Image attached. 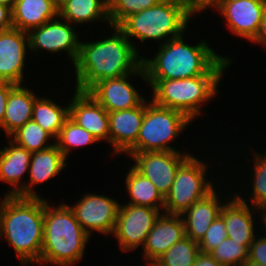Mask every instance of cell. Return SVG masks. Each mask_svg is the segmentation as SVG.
Masks as SVG:
<instances>
[{
	"mask_svg": "<svg viewBox=\"0 0 266 266\" xmlns=\"http://www.w3.org/2000/svg\"><path fill=\"white\" fill-rule=\"evenodd\" d=\"M114 35L101 41L80 42L79 54L74 62L76 90L87 92L97 82L132 74L142 65V56L118 27ZM140 58V59H139Z\"/></svg>",
	"mask_w": 266,
	"mask_h": 266,
	"instance_id": "1",
	"label": "cell"
},
{
	"mask_svg": "<svg viewBox=\"0 0 266 266\" xmlns=\"http://www.w3.org/2000/svg\"><path fill=\"white\" fill-rule=\"evenodd\" d=\"M228 59L217 55L206 42L189 46L180 36L160 44L155 58H142V66L146 80L185 79L204 74H222L230 64Z\"/></svg>",
	"mask_w": 266,
	"mask_h": 266,
	"instance_id": "2",
	"label": "cell"
},
{
	"mask_svg": "<svg viewBox=\"0 0 266 266\" xmlns=\"http://www.w3.org/2000/svg\"><path fill=\"white\" fill-rule=\"evenodd\" d=\"M2 202V203H1ZM0 202V237L6 236L24 264L40 261L44 199L6 195Z\"/></svg>",
	"mask_w": 266,
	"mask_h": 266,
	"instance_id": "3",
	"label": "cell"
},
{
	"mask_svg": "<svg viewBox=\"0 0 266 266\" xmlns=\"http://www.w3.org/2000/svg\"><path fill=\"white\" fill-rule=\"evenodd\" d=\"M53 208V209H52ZM90 236L76 220L70 206H50L44 200L43 243L39 263L71 266L83 257Z\"/></svg>",
	"mask_w": 266,
	"mask_h": 266,
	"instance_id": "4",
	"label": "cell"
},
{
	"mask_svg": "<svg viewBox=\"0 0 266 266\" xmlns=\"http://www.w3.org/2000/svg\"><path fill=\"white\" fill-rule=\"evenodd\" d=\"M192 14L188 0H162L155 6L128 16L118 27L127 38L136 37L141 42L153 39L168 40L182 36Z\"/></svg>",
	"mask_w": 266,
	"mask_h": 266,
	"instance_id": "5",
	"label": "cell"
},
{
	"mask_svg": "<svg viewBox=\"0 0 266 266\" xmlns=\"http://www.w3.org/2000/svg\"><path fill=\"white\" fill-rule=\"evenodd\" d=\"M221 76L222 74H204L185 79L146 81L152 86L154 104L177 110L193 120L200 114L201 103L217 94Z\"/></svg>",
	"mask_w": 266,
	"mask_h": 266,
	"instance_id": "6",
	"label": "cell"
},
{
	"mask_svg": "<svg viewBox=\"0 0 266 266\" xmlns=\"http://www.w3.org/2000/svg\"><path fill=\"white\" fill-rule=\"evenodd\" d=\"M190 121L183 113L158 106L151 101L146 104L136 143L126 153L177 151L168 143L173 141Z\"/></svg>",
	"mask_w": 266,
	"mask_h": 266,
	"instance_id": "7",
	"label": "cell"
},
{
	"mask_svg": "<svg viewBox=\"0 0 266 266\" xmlns=\"http://www.w3.org/2000/svg\"><path fill=\"white\" fill-rule=\"evenodd\" d=\"M206 170V165L192 155L179 166L171 190L165 197V213L181 215L214 190L213 184L205 180Z\"/></svg>",
	"mask_w": 266,
	"mask_h": 266,
	"instance_id": "8",
	"label": "cell"
},
{
	"mask_svg": "<svg viewBox=\"0 0 266 266\" xmlns=\"http://www.w3.org/2000/svg\"><path fill=\"white\" fill-rule=\"evenodd\" d=\"M135 160L133 168L149 179L165 198L172 187L179 166L191 155L178 151L126 153Z\"/></svg>",
	"mask_w": 266,
	"mask_h": 266,
	"instance_id": "9",
	"label": "cell"
},
{
	"mask_svg": "<svg viewBox=\"0 0 266 266\" xmlns=\"http://www.w3.org/2000/svg\"><path fill=\"white\" fill-rule=\"evenodd\" d=\"M160 210L136 206L120 205L113 235L117 238L123 251L134 250L146 242Z\"/></svg>",
	"mask_w": 266,
	"mask_h": 266,
	"instance_id": "10",
	"label": "cell"
},
{
	"mask_svg": "<svg viewBox=\"0 0 266 266\" xmlns=\"http://www.w3.org/2000/svg\"><path fill=\"white\" fill-rule=\"evenodd\" d=\"M120 204L106 196L86 194L70 208L82 229L90 236L92 230L101 234L113 233ZM91 231V232H90Z\"/></svg>",
	"mask_w": 266,
	"mask_h": 266,
	"instance_id": "11",
	"label": "cell"
},
{
	"mask_svg": "<svg viewBox=\"0 0 266 266\" xmlns=\"http://www.w3.org/2000/svg\"><path fill=\"white\" fill-rule=\"evenodd\" d=\"M140 75L144 81L146 75L141 65L132 74L118 78L103 79L94 84L87 92L108 112L121 111L139 106L145 99L128 82L131 75Z\"/></svg>",
	"mask_w": 266,
	"mask_h": 266,
	"instance_id": "12",
	"label": "cell"
},
{
	"mask_svg": "<svg viewBox=\"0 0 266 266\" xmlns=\"http://www.w3.org/2000/svg\"><path fill=\"white\" fill-rule=\"evenodd\" d=\"M76 33L68 21L66 23L65 21L52 19L28 32L29 49L34 52L39 49L48 52L68 51L67 53L74 64L80 48Z\"/></svg>",
	"mask_w": 266,
	"mask_h": 266,
	"instance_id": "13",
	"label": "cell"
},
{
	"mask_svg": "<svg viewBox=\"0 0 266 266\" xmlns=\"http://www.w3.org/2000/svg\"><path fill=\"white\" fill-rule=\"evenodd\" d=\"M27 46L28 32L15 28L0 31V81L21 85Z\"/></svg>",
	"mask_w": 266,
	"mask_h": 266,
	"instance_id": "14",
	"label": "cell"
},
{
	"mask_svg": "<svg viewBox=\"0 0 266 266\" xmlns=\"http://www.w3.org/2000/svg\"><path fill=\"white\" fill-rule=\"evenodd\" d=\"M266 0H226L217 10L226 18L232 33L253 40L262 22Z\"/></svg>",
	"mask_w": 266,
	"mask_h": 266,
	"instance_id": "15",
	"label": "cell"
},
{
	"mask_svg": "<svg viewBox=\"0 0 266 266\" xmlns=\"http://www.w3.org/2000/svg\"><path fill=\"white\" fill-rule=\"evenodd\" d=\"M75 91L72 103L69 104V118L85 128L98 141H109L108 111L88 92Z\"/></svg>",
	"mask_w": 266,
	"mask_h": 266,
	"instance_id": "16",
	"label": "cell"
},
{
	"mask_svg": "<svg viewBox=\"0 0 266 266\" xmlns=\"http://www.w3.org/2000/svg\"><path fill=\"white\" fill-rule=\"evenodd\" d=\"M183 237H185V228L181 215L160 214L142 247L144 258L150 261L147 264L151 266Z\"/></svg>",
	"mask_w": 266,
	"mask_h": 266,
	"instance_id": "17",
	"label": "cell"
},
{
	"mask_svg": "<svg viewBox=\"0 0 266 266\" xmlns=\"http://www.w3.org/2000/svg\"><path fill=\"white\" fill-rule=\"evenodd\" d=\"M144 100L131 109L108 112L109 142L117 153L127 152L137 140L146 108Z\"/></svg>",
	"mask_w": 266,
	"mask_h": 266,
	"instance_id": "18",
	"label": "cell"
},
{
	"mask_svg": "<svg viewBox=\"0 0 266 266\" xmlns=\"http://www.w3.org/2000/svg\"><path fill=\"white\" fill-rule=\"evenodd\" d=\"M247 202L240 196L233 197L222 206L220 215L225 222L227 237L250 248L253 242L255 223Z\"/></svg>",
	"mask_w": 266,
	"mask_h": 266,
	"instance_id": "19",
	"label": "cell"
},
{
	"mask_svg": "<svg viewBox=\"0 0 266 266\" xmlns=\"http://www.w3.org/2000/svg\"><path fill=\"white\" fill-rule=\"evenodd\" d=\"M65 160L66 157L55 143L42 151L33 152L29 164L30 183L27 185L22 182V191L17 196L39 197L36 195L37 193L32 191L31 186L46 182L54 176H57L64 166H66Z\"/></svg>",
	"mask_w": 266,
	"mask_h": 266,
	"instance_id": "20",
	"label": "cell"
},
{
	"mask_svg": "<svg viewBox=\"0 0 266 266\" xmlns=\"http://www.w3.org/2000/svg\"><path fill=\"white\" fill-rule=\"evenodd\" d=\"M218 200L219 198H217V194L213 190L205 198L197 201L181 214V216L187 214V218L182 217L185 236L190 237L197 243L202 240L212 222L220 215L224 204L219 203L220 201Z\"/></svg>",
	"mask_w": 266,
	"mask_h": 266,
	"instance_id": "21",
	"label": "cell"
},
{
	"mask_svg": "<svg viewBox=\"0 0 266 266\" xmlns=\"http://www.w3.org/2000/svg\"><path fill=\"white\" fill-rule=\"evenodd\" d=\"M11 13L13 28L25 32L59 18L54 0H15Z\"/></svg>",
	"mask_w": 266,
	"mask_h": 266,
	"instance_id": "22",
	"label": "cell"
},
{
	"mask_svg": "<svg viewBox=\"0 0 266 266\" xmlns=\"http://www.w3.org/2000/svg\"><path fill=\"white\" fill-rule=\"evenodd\" d=\"M9 144V147L0 150V181L14 185L7 195L17 196L22 191L20 179L29 169L32 153L14 141L10 140Z\"/></svg>",
	"mask_w": 266,
	"mask_h": 266,
	"instance_id": "23",
	"label": "cell"
},
{
	"mask_svg": "<svg viewBox=\"0 0 266 266\" xmlns=\"http://www.w3.org/2000/svg\"><path fill=\"white\" fill-rule=\"evenodd\" d=\"M37 96L29 89L16 85L9 93L3 124L8 136L32 120L33 105Z\"/></svg>",
	"mask_w": 266,
	"mask_h": 266,
	"instance_id": "24",
	"label": "cell"
},
{
	"mask_svg": "<svg viewBox=\"0 0 266 266\" xmlns=\"http://www.w3.org/2000/svg\"><path fill=\"white\" fill-rule=\"evenodd\" d=\"M58 17L75 24L99 18L109 23V2L108 0H67L58 8Z\"/></svg>",
	"mask_w": 266,
	"mask_h": 266,
	"instance_id": "25",
	"label": "cell"
},
{
	"mask_svg": "<svg viewBox=\"0 0 266 266\" xmlns=\"http://www.w3.org/2000/svg\"><path fill=\"white\" fill-rule=\"evenodd\" d=\"M126 186L132 200L127 204L158 210H160V204L164 208L165 198L149 179L142 176L133 167L130 168L126 176Z\"/></svg>",
	"mask_w": 266,
	"mask_h": 266,
	"instance_id": "26",
	"label": "cell"
},
{
	"mask_svg": "<svg viewBox=\"0 0 266 266\" xmlns=\"http://www.w3.org/2000/svg\"><path fill=\"white\" fill-rule=\"evenodd\" d=\"M69 118V105L60 107L57 103L43 98H36L33 110L32 120L38 123L45 131L49 132L53 138H57L60 129Z\"/></svg>",
	"mask_w": 266,
	"mask_h": 266,
	"instance_id": "27",
	"label": "cell"
},
{
	"mask_svg": "<svg viewBox=\"0 0 266 266\" xmlns=\"http://www.w3.org/2000/svg\"><path fill=\"white\" fill-rule=\"evenodd\" d=\"M199 253L198 243L185 236L170 247L151 266H192Z\"/></svg>",
	"mask_w": 266,
	"mask_h": 266,
	"instance_id": "28",
	"label": "cell"
},
{
	"mask_svg": "<svg viewBox=\"0 0 266 266\" xmlns=\"http://www.w3.org/2000/svg\"><path fill=\"white\" fill-rule=\"evenodd\" d=\"M12 136H14L12 141L31 153L42 151L54 145L46 144V141L53 136L33 120L28 121L24 126L15 131Z\"/></svg>",
	"mask_w": 266,
	"mask_h": 266,
	"instance_id": "29",
	"label": "cell"
},
{
	"mask_svg": "<svg viewBox=\"0 0 266 266\" xmlns=\"http://www.w3.org/2000/svg\"><path fill=\"white\" fill-rule=\"evenodd\" d=\"M56 140L55 144L65 157L68 156L71 147H80L98 141L85 128L77 125L70 118L65 121Z\"/></svg>",
	"mask_w": 266,
	"mask_h": 266,
	"instance_id": "30",
	"label": "cell"
},
{
	"mask_svg": "<svg viewBox=\"0 0 266 266\" xmlns=\"http://www.w3.org/2000/svg\"><path fill=\"white\" fill-rule=\"evenodd\" d=\"M209 254L225 266H242L248 261L249 248L227 237Z\"/></svg>",
	"mask_w": 266,
	"mask_h": 266,
	"instance_id": "31",
	"label": "cell"
},
{
	"mask_svg": "<svg viewBox=\"0 0 266 266\" xmlns=\"http://www.w3.org/2000/svg\"><path fill=\"white\" fill-rule=\"evenodd\" d=\"M162 0H108L109 23L119 26L128 16L157 5Z\"/></svg>",
	"mask_w": 266,
	"mask_h": 266,
	"instance_id": "32",
	"label": "cell"
},
{
	"mask_svg": "<svg viewBox=\"0 0 266 266\" xmlns=\"http://www.w3.org/2000/svg\"><path fill=\"white\" fill-rule=\"evenodd\" d=\"M252 205L256 209H266V156L255 155Z\"/></svg>",
	"mask_w": 266,
	"mask_h": 266,
	"instance_id": "33",
	"label": "cell"
},
{
	"mask_svg": "<svg viewBox=\"0 0 266 266\" xmlns=\"http://www.w3.org/2000/svg\"><path fill=\"white\" fill-rule=\"evenodd\" d=\"M227 238L225 222L221 215L212 222L202 240L198 243L200 252L210 253Z\"/></svg>",
	"mask_w": 266,
	"mask_h": 266,
	"instance_id": "34",
	"label": "cell"
},
{
	"mask_svg": "<svg viewBox=\"0 0 266 266\" xmlns=\"http://www.w3.org/2000/svg\"><path fill=\"white\" fill-rule=\"evenodd\" d=\"M259 238H254L251 243L247 262H256L266 265V237Z\"/></svg>",
	"mask_w": 266,
	"mask_h": 266,
	"instance_id": "35",
	"label": "cell"
},
{
	"mask_svg": "<svg viewBox=\"0 0 266 266\" xmlns=\"http://www.w3.org/2000/svg\"><path fill=\"white\" fill-rule=\"evenodd\" d=\"M16 86V84L0 81V126L3 124L4 113L6 110V104L10 91Z\"/></svg>",
	"mask_w": 266,
	"mask_h": 266,
	"instance_id": "36",
	"label": "cell"
},
{
	"mask_svg": "<svg viewBox=\"0 0 266 266\" xmlns=\"http://www.w3.org/2000/svg\"><path fill=\"white\" fill-rule=\"evenodd\" d=\"M224 1L226 0H188L189 8L191 14L194 15L195 12L202 11L203 9H207V7L212 6L217 9Z\"/></svg>",
	"mask_w": 266,
	"mask_h": 266,
	"instance_id": "37",
	"label": "cell"
},
{
	"mask_svg": "<svg viewBox=\"0 0 266 266\" xmlns=\"http://www.w3.org/2000/svg\"><path fill=\"white\" fill-rule=\"evenodd\" d=\"M13 28L11 8L0 4V31Z\"/></svg>",
	"mask_w": 266,
	"mask_h": 266,
	"instance_id": "38",
	"label": "cell"
},
{
	"mask_svg": "<svg viewBox=\"0 0 266 266\" xmlns=\"http://www.w3.org/2000/svg\"><path fill=\"white\" fill-rule=\"evenodd\" d=\"M192 266H225L220 264L209 253L200 252Z\"/></svg>",
	"mask_w": 266,
	"mask_h": 266,
	"instance_id": "39",
	"label": "cell"
},
{
	"mask_svg": "<svg viewBox=\"0 0 266 266\" xmlns=\"http://www.w3.org/2000/svg\"><path fill=\"white\" fill-rule=\"evenodd\" d=\"M252 41L266 46V4L258 33Z\"/></svg>",
	"mask_w": 266,
	"mask_h": 266,
	"instance_id": "40",
	"label": "cell"
},
{
	"mask_svg": "<svg viewBox=\"0 0 266 266\" xmlns=\"http://www.w3.org/2000/svg\"><path fill=\"white\" fill-rule=\"evenodd\" d=\"M15 3V0H0V4L6 5L10 7L11 9L13 8Z\"/></svg>",
	"mask_w": 266,
	"mask_h": 266,
	"instance_id": "41",
	"label": "cell"
},
{
	"mask_svg": "<svg viewBox=\"0 0 266 266\" xmlns=\"http://www.w3.org/2000/svg\"><path fill=\"white\" fill-rule=\"evenodd\" d=\"M244 266H266V265L256 262H246Z\"/></svg>",
	"mask_w": 266,
	"mask_h": 266,
	"instance_id": "42",
	"label": "cell"
},
{
	"mask_svg": "<svg viewBox=\"0 0 266 266\" xmlns=\"http://www.w3.org/2000/svg\"><path fill=\"white\" fill-rule=\"evenodd\" d=\"M67 0H54L56 6L59 8L64 2H66Z\"/></svg>",
	"mask_w": 266,
	"mask_h": 266,
	"instance_id": "43",
	"label": "cell"
},
{
	"mask_svg": "<svg viewBox=\"0 0 266 266\" xmlns=\"http://www.w3.org/2000/svg\"><path fill=\"white\" fill-rule=\"evenodd\" d=\"M262 211H264L265 213H263V221H265L264 223L266 224V209H263ZM266 226V225H265ZM266 237V236H265Z\"/></svg>",
	"mask_w": 266,
	"mask_h": 266,
	"instance_id": "44",
	"label": "cell"
}]
</instances>
